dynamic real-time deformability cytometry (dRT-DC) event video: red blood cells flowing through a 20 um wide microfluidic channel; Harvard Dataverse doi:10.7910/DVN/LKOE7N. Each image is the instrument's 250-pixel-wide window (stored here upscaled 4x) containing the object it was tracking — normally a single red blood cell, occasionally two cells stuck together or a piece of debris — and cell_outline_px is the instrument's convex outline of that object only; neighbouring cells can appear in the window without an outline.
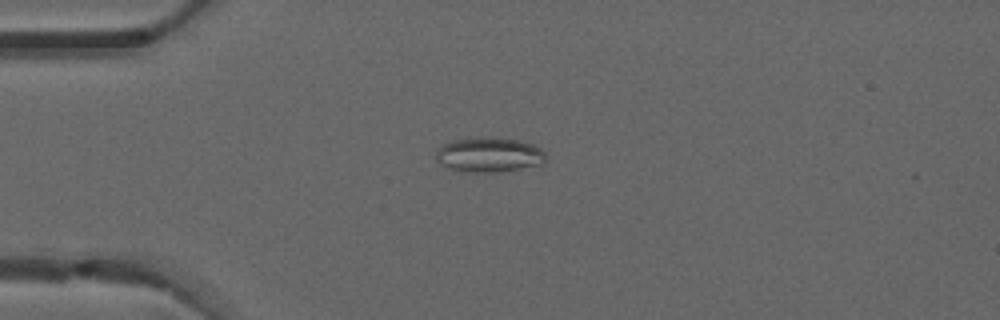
{"species": "common noctule bat (a hibernating species)", "species_latin": "Nyctalus noctula", "temperature_condition": "warm", "stored_images_in_passage": 6, "camera_frame_rate_fps": 3000, "um_per_image_px": 0.085, "animal": {"sex": "male", "forearm_length_mm": 52.5}, "frame": {"image": 1, "passage_image": 4, "time_ms": 1.0, "image_size_px": [1000, 320], "cell_outline_px": [[544, 164], [500, 172], [468, 172], [448, 168], [440, 164], [436, 160], [436, 152], [444, 144], [456, 140], [488, 136], [520, 140], [536, 144], [544, 152]], "centroid_in_image_um": [41.6, 13.15], "position_along_channel_um": 43.4, "area_um2": 22.37}}
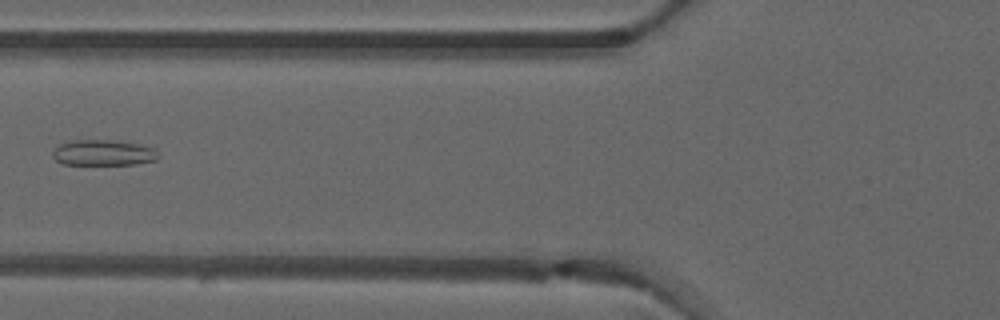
{"frame": {"image": 2, "passage_image": 6, "time_ms": 1.667, "image_size_px": [1000, 320], "cell_outline_px": [[160, 156], [156, 160], [136, 164], [64, 164], [56, 160], [52, 156], [52, 152], [60, 144], [72, 140], [112, 140], [140, 144], [152, 148]], "centroid_in_image_um": [8.78, 12.98], "position_along_channel_um": 117.0, "area_um2": 15.72}}